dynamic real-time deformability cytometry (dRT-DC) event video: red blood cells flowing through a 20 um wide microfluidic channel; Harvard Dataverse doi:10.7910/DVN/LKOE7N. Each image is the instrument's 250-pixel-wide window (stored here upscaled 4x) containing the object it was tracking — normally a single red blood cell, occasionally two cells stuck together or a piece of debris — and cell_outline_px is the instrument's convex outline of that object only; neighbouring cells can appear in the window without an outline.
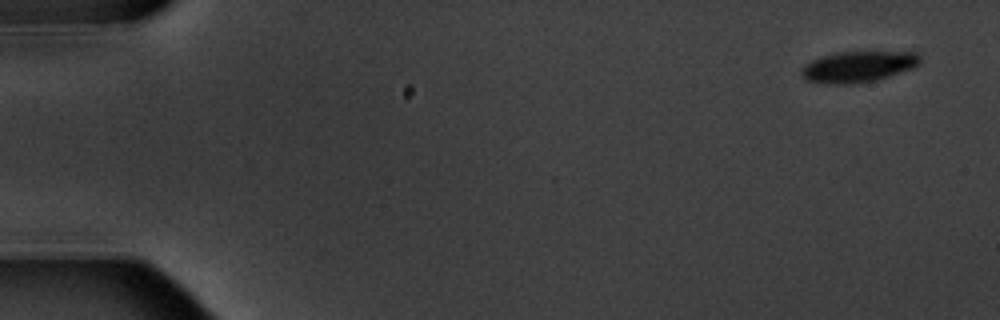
{"species": "common noctule bat (a hibernating species)", "species_latin": "Nyctalus noctula", "temperature_condition": "warm", "stored_images_in_passage": 6, "camera_frame_rate_fps": 3000, "um_per_image_px": 0.085, "animal": {"sex": "male", "body_mass_g": 20.1, "forearm_length_mm": 53.5}, "frame": {"image": 1, "passage_image": 1, "time_ms": 0.0, "image_size_px": [1000, 320], "cell_outline_px": [[920, 64], [912, 68], [876, 80], [856, 84], [828, 84], [808, 80], [800, 72], [804, 64], [812, 60], [836, 52], [916, 52], [920, 56]], "centroid_in_image_um": [72.95, 5.67], "position_along_channel_um": 12.1, "area_um2": 21.27}}
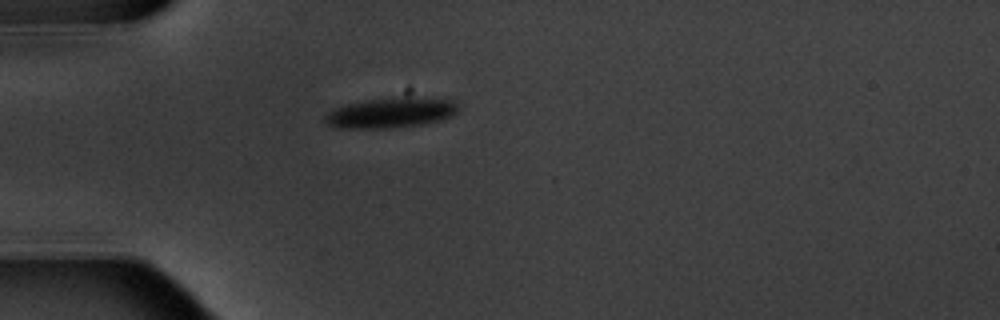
{"frame": {"image": 2, "passage_image": 5, "time_ms": 4.667, "image_size_px": [1000, 320], "cell_outline_px": [[460, 108], [452, 116], [440, 120], [420, 124], [392, 128], [340, 128], [328, 124], [324, 120], [324, 116], [332, 108], [344, 104], [364, 100], [396, 96], [420, 96], [456, 100], [460, 104]], "centroid_in_image_um": [33.26, 9.54], "position_along_channel_um": 51.7, "area_um2": 24.22}}